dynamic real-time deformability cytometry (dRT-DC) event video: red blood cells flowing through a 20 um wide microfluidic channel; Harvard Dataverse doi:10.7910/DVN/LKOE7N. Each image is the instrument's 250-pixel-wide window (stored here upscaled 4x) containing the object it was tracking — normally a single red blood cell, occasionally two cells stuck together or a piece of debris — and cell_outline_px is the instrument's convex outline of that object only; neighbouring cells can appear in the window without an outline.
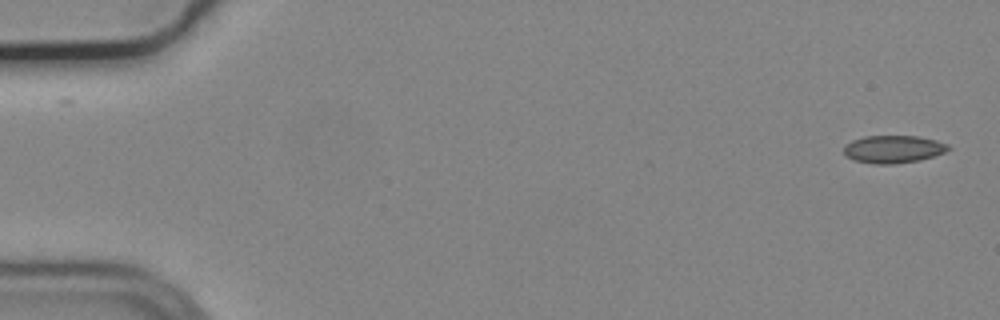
{"species": "common noctule bat (a hibernating species)", "species_latin": "Nyctalus noctula", "temperature_condition": "cold", "stored_images_in_passage": 54, "camera_frame_rate_fps": 3000, "um_per_image_px": 0.085, "animal": {"sex": "male", "body_mass_g": 19.2, "forearm_length_mm": 51.8}, "frame": {"image": 1, "passage_image": 1, "time_ms": 0.0, "image_size_px": [1000, 320], "cell_outline_px": [[952, 148], [944, 152], [920, 160], [896, 164], [876, 164], [852, 160], [844, 156], [844, 144], [852, 140], [864, 136], [916, 136], [936, 140], [948, 144]], "centroid_in_image_um": [75.89, 12.68], "position_along_channel_um": 9.1, "area_um2": 16.99}}
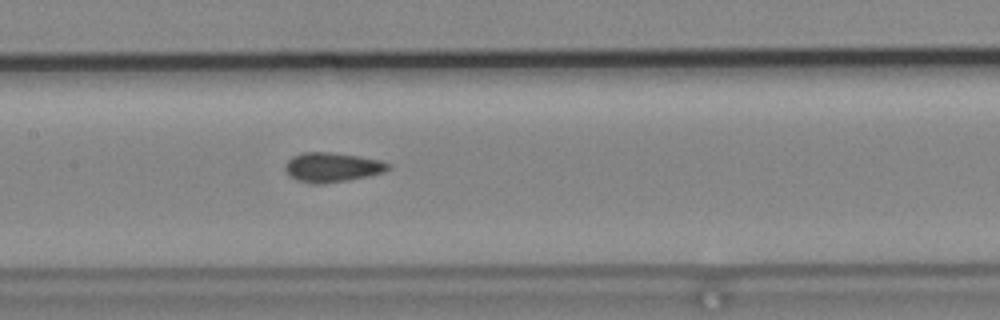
{"frame": {"image": 2, "passage_image": 26, "time_ms": 8.333, "image_size_px": [1000, 320], "cell_outline_px": [[392, 168], [384, 172], [368, 176], [348, 180], [300, 180], [292, 176], [284, 168], [288, 160], [304, 152], [336, 152], [360, 156], [380, 160], [392, 164]], "centroid_in_image_um": [28.37, 14.15], "position_along_channel_um": 179.0, "area_um2": 16.82}}
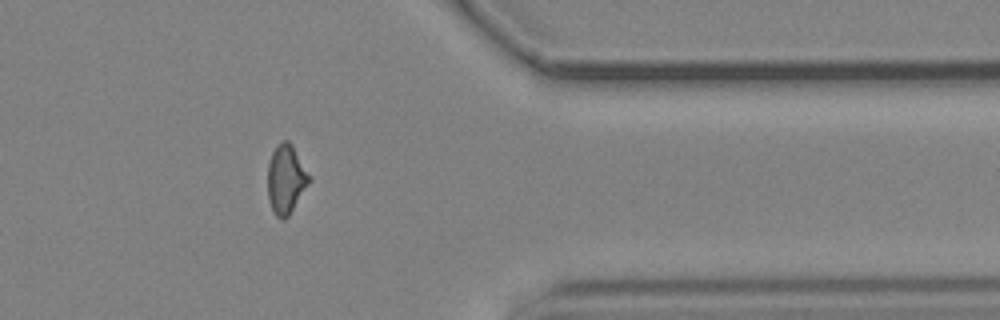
{"frame": {"image": 3, "passage_image": 44, "time_ms": 14.333, "image_size_px": [1000, 320], "cell_outline_px": [[312, 180], [288, 216], [284, 220], [280, 220], [276, 216], [268, 200], [268, 164], [272, 152], [276, 144], [280, 140], [288, 140], [292, 144], [312, 176]], "centroid_in_image_um": [24.33, 15.2], "position_along_channel_um": 387.1, "area_um2": 17.05}}